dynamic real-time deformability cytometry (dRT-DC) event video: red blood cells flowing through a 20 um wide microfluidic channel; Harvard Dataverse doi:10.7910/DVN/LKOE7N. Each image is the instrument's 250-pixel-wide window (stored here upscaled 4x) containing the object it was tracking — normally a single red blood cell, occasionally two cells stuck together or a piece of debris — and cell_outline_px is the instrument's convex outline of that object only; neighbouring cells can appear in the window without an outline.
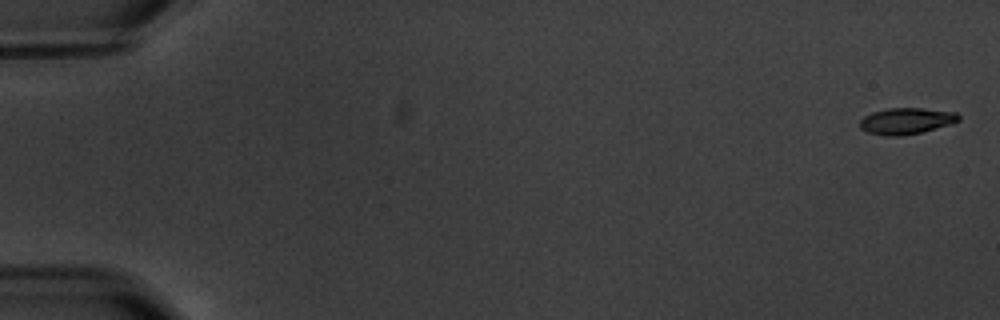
{"species": "common noctule bat (a hibernating species)", "species_latin": "Nyctalus noctula", "temperature_condition": "warm", "stored_images_in_passage": 9, "camera_frame_rate_fps": 3000, "um_per_image_px": 0.085, "animal": {"sex": "male", "body_mass_g": 20.1, "forearm_length_mm": 53.5}, "frame": {"image": 1, "passage_image": 1, "time_ms": 0.0, "image_size_px": [1000, 320], "cell_outline_px": [[960, 120], [948, 124], [920, 132], [900, 136], [884, 136], [868, 132], [860, 128], [860, 120], [864, 116], [872, 112], [888, 108], [920, 108], [956, 112], [960, 116]], "centroid_in_image_um": [76.99, 10.28], "position_along_channel_um": 8.0, "area_um2": 14.97}}
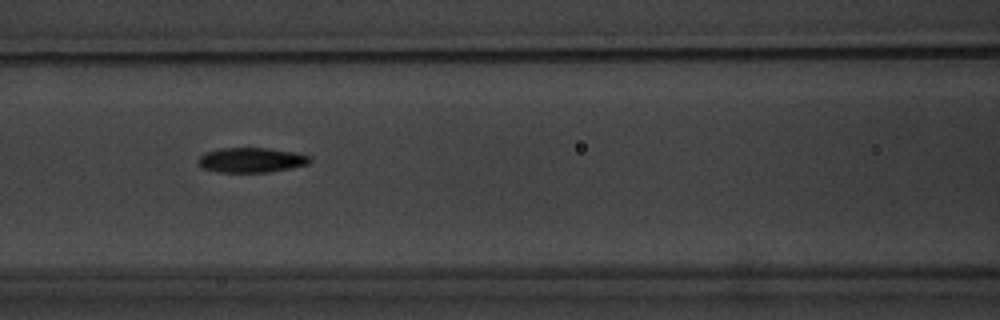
{"frame": {"image": 2, "passage_image": 8, "time_ms": 8.333, "image_size_px": [1000, 320], "cell_outline_px": [[312, 160], [308, 164], [268, 172], [216, 172], [200, 168], [196, 160], [204, 152], [220, 148], [268, 148], [296, 152], [312, 156]], "centroid_in_image_um": [21.32, 13.6], "position_along_channel_um": 145.3, "area_um2": 16.42}}
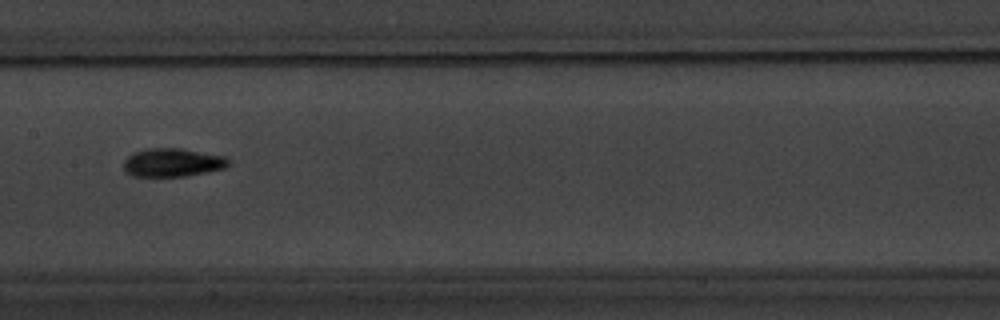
{"frame": {"image": 3, "passage_image": 9, "time_ms": 9.667, "image_size_px": [1000, 320], "cell_outline_px": [[228, 164], [224, 168], [208, 172], [184, 176], [132, 176], [124, 172], [124, 160], [128, 156], [144, 148], [180, 148], [224, 156], [228, 160]], "centroid_in_image_um": [14.62, 13.81], "position_along_channel_um": 192.8, "area_um2": 17.28}}